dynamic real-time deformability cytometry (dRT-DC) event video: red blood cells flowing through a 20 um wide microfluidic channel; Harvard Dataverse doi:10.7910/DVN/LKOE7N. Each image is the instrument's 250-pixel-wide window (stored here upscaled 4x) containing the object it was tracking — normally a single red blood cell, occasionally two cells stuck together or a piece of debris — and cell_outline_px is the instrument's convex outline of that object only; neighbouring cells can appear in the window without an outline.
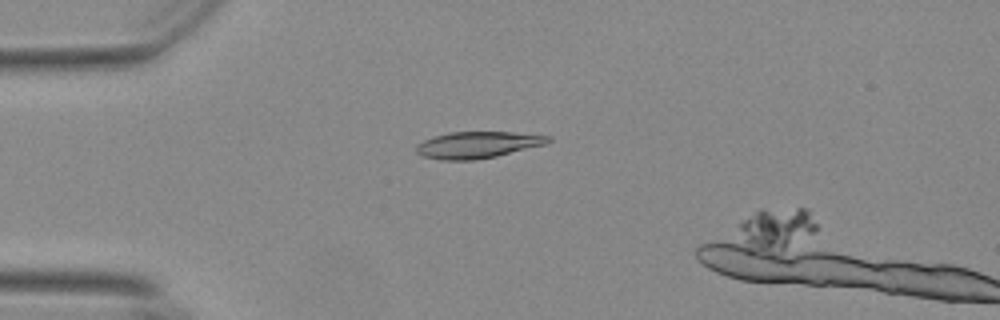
{"species": "Egyptian fruit bat (a non-hibernating species)", "species_latin": "Rousettus aegyptiacus", "temperature_condition": "warm", "stored_images_in_passage": 9, "camera_frame_rate_fps": 3000, "um_per_image_px": 0.085, "animal": {"sex": "female"}, "frame": {"image": 1, "passage_image": 7, "time_ms": 2.0, "image_size_px": [1000, 320], "cell_outline_px": [[552, 140], [544, 144], [496, 156], [472, 160], [440, 160], [424, 156], [416, 152], [416, 144], [432, 136], [448, 132], [512, 132], [552, 136]], "centroid_in_image_um": [40.56, 12.3], "position_along_channel_um": 44.4, "area_um2": 20.35}}